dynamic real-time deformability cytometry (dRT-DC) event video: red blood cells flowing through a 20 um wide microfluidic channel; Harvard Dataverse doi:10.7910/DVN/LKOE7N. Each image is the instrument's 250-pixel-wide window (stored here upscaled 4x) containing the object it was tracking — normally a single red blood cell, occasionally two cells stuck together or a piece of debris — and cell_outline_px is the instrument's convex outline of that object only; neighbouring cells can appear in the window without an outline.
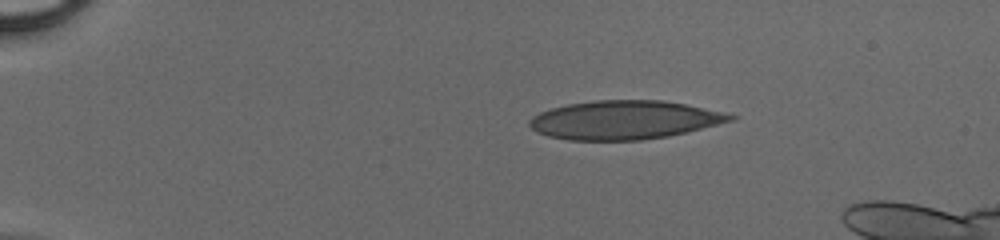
{"species": "human", "species_latin": "Homo sapiens", "temperature_condition": "cold", "stored_images_in_passage": 41, "camera_frame_rate_fps": 3000, "um_per_image_px": 0.085, "donor": {"sex": "male"}, "frame": {"image": 1, "passage_image": 1, "time_ms": 0.0, "image_size_px": [1000, 240], "cell_outline_px": [[736, 120], [688, 132], [668, 136], [640, 140], [568, 140], [548, 136], [536, 132], [528, 124], [528, 120], [532, 116], [540, 112], [552, 108], [568, 104], [596, 100], [664, 100], [724, 112], [736, 116]], "centroid_in_image_um": [53.07, 10.2], "position_along_channel_um": 31.9, "area_um2": 45.37}}
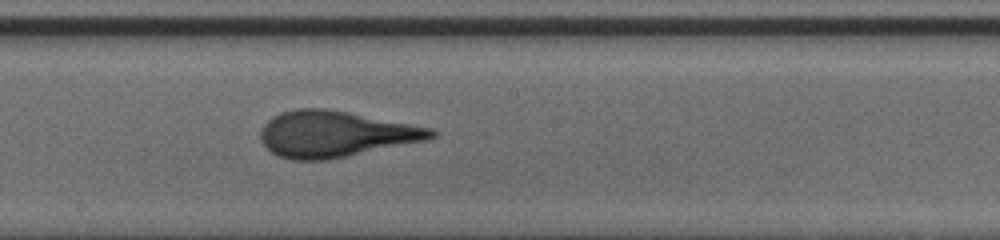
{"frame": {"image": 2, "passage_image": 20, "time_ms": 6.333, "image_size_px": [1000, 240], "cell_outline_px": [[440, 132], [436, 136], [428, 140], [328, 160], [292, 160], [280, 156], [272, 152], [260, 140], [260, 132], [264, 124], [272, 116], [280, 112], [296, 108], [324, 108], [348, 112], [432, 128]], "centroid_in_image_um": [28.51, 11.39], "position_along_channel_um": 219.7, "area_um2": 45.89}}
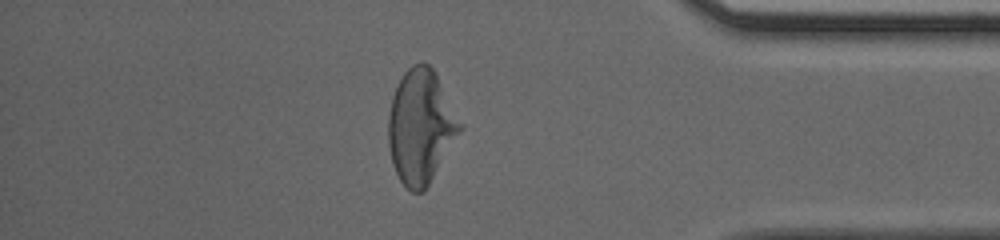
{"frame": {"image": 3, "passage_image": 34, "time_ms": 11.0, "image_size_px": [1000, 240], "cell_outline_px": [[464, 128], [424, 192], [412, 192], [400, 180], [396, 172], [392, 160], [388, 144], [388, 116], [392, 96], [404, 72], [412, 64], [428, 64], [432, 68]], "centroid_in_image_um": [35.76, 10.8], "position_along_channel_um": 399.4, "area_um2": 47.05}}